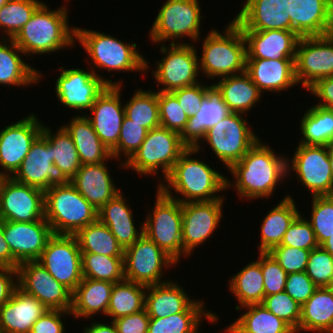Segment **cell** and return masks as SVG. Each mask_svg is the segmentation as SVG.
<instances>
[{"instance_id":"1","label":"cell","mask_w":333,"mask_h":333,"mask_svg":"<svg viewBox=\"0 0 333 333\" xmlns=\"http://www.w3.org/2000/svg\"><path fill=\"white\" fill-rule=\"evenodd\" d=\"M235 181L227 178V189H236L244 199L268 198L276 185L287 174V158L276 154L271 147L259 140L238 162L230 168Z\"/></svg>"},{"instance_id":"2","label":"cell","mask_w":333,"mask_h":333,"mask_svg":"<svg viewBox=\"0 0 333 333\" xmlns=\"http://www.w3.org/2000/svg\"><path fill=\"white\" fill-rule=\"evenodd\" d=\"M201 150V148L188 147L165 178L164 181L167 184L164 185L161 181L158 182V188L165 195L178 200L180 203L225 199V196L217 195L220 192L222 193L223 190H227V177L200 159L191 158V154H198ZM171 189L176 194L183 195V199L174 197Z\"/></svg>"},{"instance_id":"3","label":"cell","mask_w":333,"mask_h":333,"mask_svg":"<svg viewBox=\"0 0 333 333\" xmlns=\"http://www.w3.org/2000/svg\"><path fill=\"white\" fill-rule=\"evenodd\" d=\"M68 9L64 5L51 10L44 2L13 38L26 55L50 54L65 47H74L76 27L68 24Z\"/></svg>"},{"instance_id":"4","label":"cell","mask_w":333,"mask_h":333,"mask_svg":"<svg viewBox=\"0 0 333 333\" xmlns=\"http://www.w3.org/2000/svg\"><path fill=\"white\" fill-rule=\"evenodd\" d=\"M224 32L211 29L203 38L199 68L209 79L240 74L246 69L247 45L242 30L232 20Z\"/></svg>"},{"instance_id":"5","label":"cell","mask_w":333,"mask_h":333,"mask_svg":"<svg viewBox=\"0 0 333 333\" xmlns=\"http://www.w3.org/2000/svg\"><path fill=\"white\" fill-rule=\"evenodd\" d=\"M83 46L90 56L93 66L91 70L106 69L111 72H147L150 67L146 58L138 53L136 43H125L114 36L95 30L82 29L76 26V41Z\"/></svg>"},{"instance_id":"6","label":"cell","mask_w":333,"mask_h":333,"mask_svg":"<svg viewBox=\"0 0 333 333\" xmlns=\"http://www.w3.org/2000/svg\"><path fill=\"white\" fill-rule=\"evenodd\" d=\"M98 211L71 184L51 186L44 192V217L53 234L75 235L97 220Z\"/></svg>"},{"instance_id":"7","label":"cell","mask_w":333,"mask_h":333,"mask_svg":"<svg viewBox=\"0 0 333 333\" xmlns=\"http://www.w3.org/2000/svg\"><path fill=\"white\" fill-rule=\"evenodd\" d=\"M187 148L178 132L160 126L147 132L145 140L124 167L140 175L152 176L161 169L165 179Z\"/></svg>"},{"instance_id":"8","label":"cell","mask_w":333,"mask_h":333,"mask_svg":"<svg viewBox=\"0 0 333 333\" xmlns=\"http://www.w3.org/2000/svg\"><path fill=\"white\" fill-rule=\"evenodd\" d=\"M155 205L143 225V234L177 263L183 255L182 203L165 195L158 187Z\"/></svg>"},{"instance_id":"9","label":"cell","mask_w":333,"mask_h":333,"mask_svg":"<svg viewBox=\"0 0 333 333\" xmlns=\"http://www.w3.org/2000/svg\"><path fill=\"white\" fill-rule=\"evenodd\" d=\"M200 12L198 0H166L149 31L153 44H164L169 39L171 44H178L184 36L198 41L203 18Z\"/></svg>"},{"instance_id":"10","label":"cell","mask_w":333,"mask_h":333,"mask_svg":"<svg viewBox=\"0 0 333 333\" xmlns=\"http://www.w3.org/2000/svg\"><path fill=\"white\" fill-rule=\"evenodd\" d=\"M242 115L245 116L240 113H229L210 127L203 139L227 169L238 162L260 140Z\"/></svg>"},{"instance_id":"11","label":"cell","mask_w":333,"mask_h":333,"mask_svg":"<svg viewBox=\"0 0 333 333\" xmlns=\"http://www.w3.org/2000/svg\"><path fill=\"white\" fill-rule=\"evenodd\" d=\"M161 44L160 51L164 54L160 61L156 62V70L152 69L154 79L162 92H171L199 83V60L196 47L188 42ZM164 87V88H163Z\"/></svg>"},{"instance_id":"12","label":"cell","mask_w":333,"mask_h":333,"mask_svg":"<svg viewBox=\"0 0 333 333\" xmlns=\"http://www.w3.org/2000/svg\"><path fill=\"white\" fill-rule=\"evenodd\" d=\"M177 264L163 249L144 234L124 250L123 265L125 280L144 286L164 283L163 269ZM164 267V268H163Z\"/></svg>"},{"instance_id":"13","label":"cell","mask_w":333,"mask_h":333,"mask_svg":"<svg viewBox=\"0 0 333 333\" xmlns=\"http://www.w3.org/2000/svg\"><path fill=\"white\" fill-rule=\"evenodd\" d=\"M37 262L72 293L83 279L82 253L74 235L53 234Z\"/></svg>"},{"instance_id":"14","label":"cell","mask_w":333,"mask_h":333,"mask_svg":"<svg viewBox=\"0 0 333 333\" xmlns=\"http://www.w3.org/2000/svg\"><path fill=\"white\" fill-rule=\"evenodd\" d=\"M291 170L312 197L333 195L328 146L298 144L292 159L287 160V174Z\"/></svg>"},{"instance_id":"15","label":"cell","mask_w":333,"mask_h":333,"mask_svg":"<svg viewBox=\"0 0 333 333\" xmlns=\"http://www.w3.org/2000/svg\"><path fill=\"white\" fill-rule=\"evenodd\" d=\"M59 70L62 72L56 79V97L65 107L73 110H90L97 96L107 85L122 84L120 81L104 79L102 75L97 76L92 70L65 69L62 66Z\"/></svg>"},{"instance_id":"16","label":"cell","mask_w":333,"mask_h":333,"mask_svg":"<svg viewBox=\"0 0 333 333\" xmlns=\"http://www.w3.org/2000/svg\"><path fill=\"white\" fill-rule=\"evenodd\" d=\"M294 65L297 83L305 89L320 78L333 76V33L300 37Z\"/></svg>"},{"instance_id":"17","label":"cell","mask_w":333,"mask_h":333,"mask_svg":"<svg viewBox=\"0 0 333 333\" xmlns=\"http://www.w3.org/2000/svg\"><path fill=\"white\" fill-rule=\"evenodd\" d=\"M17 285L24 293L35 297L48 309H72V292L37 261H26L18 265Z\"/></svg>"},{"instance_id":"18","label":"cell","mask_w":333,"mask_h":333,"mask_svg":"<svg viewBox=\"0 0 333 333\" xmlns=\"http://www.w3.org/2000/svg\"><path fill=\"white\" fill-rule=\"evenodd\" d=\"M42 124L33 113L0 130V175L12 177L16 173L42 133Z\"/></svg>"},{"instance_id":"19","label":"cell","mask_w":333,"mask_h":333,"mask_svg":"<svg viewBox=\"0 0 333 333\" xmlns=\"http://www.w3.org/2000/svg\"><path fill=\"white\" fill-rule=\"evenodd\" d=\"M0 218L35 222L44 218V191L4 177L0 186Z\"/></svg>"},{"instance_id":"20","label":"cell","mask_w":333,"mask_h":333,"mask_svg":"<svg viewBox=\"0 0 333 333\" xmlns=\"http://www.w3.org/2000/svg\"><path fill=\"white\" fill-rule=\"evenodd\" d=\"M12 178L44 192L51 186L70 183L63 171L53 164L51 145L42 133L32 143L30 151Z\"/></svg>"},{"instance_id":"21","label":"cell","mask_w":333,"mask_h":333,"mask_svg":"<svg viewBox=\"0 0 333 333\" xmlns=\"http://www.w3.org/2000/svg\"><path fill=\"white\" fill-rule=\"evenodd\" d=\"M224 199L182 203V244L185 258L220 225Z\"/></svg>"},{"instance_id":"22","label":"cell","mask_w":333,"mask_h":333,"mask_svg":"<svg viewBox=\"0 0 333 333\" xmlns=\"http://www.w3.org/2000/svg\"><path fill=\"white\" fill-rule=\"evenodd\" d=\"M3 233L13 255V268L26 261H37L53 231L45 217L35 222L3 221Z\"/></svg>"},{"instance_id":"23","label":"cell","mask_w":333,"mask_h":333,"mask_svg":"<svg viewBox=\"0 0 333 333\" xmlns=\"http://www.w3.org/2000/svg\"><path fill=\"white\" fill-rule=\"evenodd\" d=\"M121 85H107L97 96L87 114L92 127L103 144L111 152L118 144L121 125L125 117L124 104L121 102Z\"/></svg>"},{"instance_id":"24","label":"cell","mask_w":333,"mask_h":333,"mask_svg":"<svg viewBox=\"0 0 333 333\" xmlns=\"http://www.w3.org/2000/svg\"><path fill=\"white\" fill-rule=\"evenodd\" d=\"M288 14L299 37L333 33V0H288Z\"/></svg>"},{"instance_id":"25","label":"cell","mask_w":333,"mask_h":333,"mask_svg":"<svg viewBox=\"0 0 333 333\" xmlns=\"http://www.w3.org/2000/svg\"><path fill=\"white\" fill-rule=\"evenodd\" d=\"M233 20L242 31H291L288 0H246Z\"/></svg>"},{"instance_id":"26","label":"cell","mask_w":333,"mask_h":333,"mask_svg":"<svg viewBox=\"0 0 333 333\" xmlns=\"http://www.w3.org/2000/svg\"><path fill=\"white\" fill-rule=\"evenodd\" d=\"M247 45V59H295L300 37L294 31H242Z\"/></svg>"},{"instance_id":"27","label":"cell","mask_w":333,"mask_h":333,"mask_svg":"<svg viewBox=\"0 0 333 333\" xmlns=\"http://www.w3.org/2000/svg\"><path fill=\"white\" fill-rule=\"evenodd\" d=\"M46 310L38 299L17 287L0 307V333H30L32 325Z\"/></svg>"},{"instance_id":"28","label":"cell","mask_w":333,"mask_h":333,"mask_svg":"<svg viewBox=\"0 0 333 333\" xmlns=\"http://www.w3.org/2000/svg\"><path fill=\"white\" fill-rule=\"evenodd\" d=\"M106 163L84 164L70 183L97 211L120 192Z\"/></svg>"},{"instance_id":"29","label":"cell","mask_w":333,"mask_h":333,"mask_svg":"<svg viewBox=\"0 0 333 333\" xmlns=\"http://www.w3.org/2000/svg\"><path fill=\"white\" fill-rule=\"evenodd\" d=\"M295 59H247L245 72L263 93L281 92L295 86Z\"/></svg>"},{"instance_id":"30","label":"cell","mask_w":333,"mask_h":333,"mask_svg":"<svg viewBox=\"0 0 333 333\" xmlns=\"http://www.w3.org/2000/svg\"><path fill=\"white\" fill-rule=\"evenodd\" d=\"M231 111L223 102L221 94L213 86L194 116L188 117L185 128L180 133L181 141L190 148H200L207 130L217 124Z\"/></svg>"},{"instance_id":"31","label":"cell","mask_w":333,"mask_h":333,"mask_svg":"<svg viewBox=\"0 0 333 333\" xmlns=\"http://www.w3.org/2000/svg\"><path fill=\"white\" fill-rule=\"evenodd\" d=\"M195 300L171 279L164 283L146 286L145 310L150 318H163L184 312Z\"/></svg>"},{"instance_id":"32","label":"cell","mask_w":333,"mask_h":333,"mask_svg":"<svg viewBox=\"0 0 333 333\" xmlns=\"http://www.w3.org/2000/svg\"><path fill=\"white\" fill-rule=\"evenodd\" d=\"M70 123L62 125L72 137L81 164H100L113 160L111 152L94 131L90 120L85 115H75Z\"/></svg>"},{"instance_id":"33","label":"cell","mask_w":333,"mask_h":333,"mask_svg":"<svg viewBox=\"0 0 333 333\" xmlns=\"http://www.w3.org/2000/svg\"><path fill=\"white\" fill-rule=\"evenodd\" d=\"M114 283L83 278L72 293L71 315L91 318L98 312L106 316Z\"/></svg>"},{"instance_id":"34","label":"cell","mask_w":333,"mask_h":333,"mask_svg":"<svg viewBox=\"0 0 333 333\" xmlns=\"http://www.w3.org/2000/svg\"><path fill=\"white\" fill-rule=\"evenodd\" d=\"M213 86L221 94L228 109L240 114H247L263 94L246 72L222 77Z\"/></svg>"},{"instance_id":"35","label":"cell","mask_w":333,"mask_h":333,"mask_svg":"<svg viewBox=\"0 0 333 333\" xmlns=\"http://www.w3.org/2000/svg\"><path fill=\"white\" fill-rule=\"evenodd\" d=\"M300 331L333 333V288L318 287L301 306Z\"/></svg>"},{"instance_id":"36","label":"cell","mask_w":333,"mask_h":333,"mask_svg":"<svg viewBox=\"0 0 333 333\" xmlns=\"http://www.w3.org/2000/svg\"><path fill=\"white\" fill-rule=\"evenodd\" d=\"M21 53L23 54V51L13 39L6 38L0 41V84L27 87L37 84L42 79L40 71L26 63L20 57Z\"/></svg>"},{"instance_id":"37","label":"cell","mask_w":333,"mask_h":333,"mask_svg":"<svg viewBox=\"0 0 333 333\" xmlns=\"http://www.w3.org/2000/svg\"><path fill=\"white\" fill-rule=\"evenodd\" d=\"M299 214L292 196L285 195L261 223L259 253L269 252L273 247L280 245L285 232Z\"/></svg>"},{"instance_id":"38","label":"cell","mask_w":333,"mask_h":333,"mask_svg":"<svg viewBox=\"0 0 333 333\" xmlns=\"http://www.w3.org/2000/svg\"><path fill=\"white\" fill-rule=\"evenodd\" d=\"M204 304L205 302L198 299L184 312L163 318H150L148 333H199L203 319H208L212 324L219 320L216 313L205 310Z\"/></svg>"},{"instance_id":"39","label":"cell","mask_w":333,"mask_h":333,"mask_svg":"<svg viewBox=\"0 0 333 333\" xmlns=\"http://www.w3.org/2000/svg\"><path fill=\"white\" fill-rule=\"evenodd\" d=\"M246 312L226 328V333H295L279 317L271 313L263 304H252Z\"/></svg>"},{"instance_id":"40","label":"cell","mask_w":333,"mask_h":333,"mask_svg":"<svg viewBox=\"0 0 333 333\" xmlns=\"http://www.w3.org/2000/svg\"><path fill=\"white\" fill-rule=\"evenodd\" d=\"M258 260L248 263L241 271L237 272L229 280V289L237 298L238 304L235 310L240 311L241 307L262 304L265 291L263 273L261 270V252Z\"/></svg>"},{"instance_id":"41","label":"cell","mask_w":333,"mask_h":333,"mask_svg":"<svg viewBox=\"0 0 333 333\" xmlns=\"http://www.w3.org/2000/svg\"><path fill=\"white\" fill-rule=\"evenodd\" d=\"M305 112L300 121L303 137L299 144L314 146L333 144V109L314 105Z\"/></svg>"},{"instance_id":"42","label":"cell","mask_w":333,"mask_h":333,"mask_svg":"<svg viewBox=\"0 0 333 333\" xmlns=\"http://www.w3.org/2000/svg\"><path fill=\"white\" fill-rule=\"evenodd\" d=\"M146 286L123 280L114 283L106 315L111 321L145 309Z\"/></svg>"},{"instance_id":"43","label":"cell","mask_w":333,"mask_h":333,"mask_svg":"<svg viewBox=\"0 0 333 333\" xmlns=\"http://www.w3.org/2000/svg\"><path fill=\"white\" fill-rule=\"evenodd\" d=\"M81 253H94L109 257H123L124 250L110 229L98 219L74 235Z\"/></svg>"},{"instance_id":"44","label":"cell","mask_w":333,"mask_h":333,"mask_svg":"<svg viewBox=\"0 0 333 333\" xmlns=\"http://www.w3.org/2000/svg\"><path fill=\"white\" fill-rule=\"evenodd\" d=\"M51 129L43 124L42 134L51 145L52 162L71 180L82 165L75 144L63 126L59 127L56 134Z\"/></svg>"},{"instance_id":"45","label":"cell","mask_w":333,"mask_h":333,"mask_svg":"<svg viewBox=\"0 0 333 333\" xmlns=\"http://www.w3.org/2000/svg\"><path fill=\"white\" fill-rule=\"evenodd\" d=\"M137 89L124 104L125 116L148 131L160 127L157 91Z\"/></svg>"},{"instance_id":"46","label":"cell","mask_w":333,"mask_h":333,"mask_svg":"<svg viewBox=\"0 0 333 333\" xmlns=\"http://www.w3.org/2000/svg\"><path fill=\"white\" fill-rule=\"evenodd\" d=\"M82 276L94 280L117 283L123 281V257H109L94 253H82Z\"/></svg>"},{"instance_id":"47","label":"cell","mask_w":333,"mask_h":333,"mask_svg":"<svg viewBox=\"0 0 333 333\" xmlns=\"http://www.w3.org/2000/svg\"><path fill=\"white\" fill-rule=\"evenodd\" d=\"M39 0H9L0 8V30L13 39L43 4Z\"/></svg>"},{"instance_id":"48","label":"cell","mask_w":333,"mask_h":333,"mask_svg":"<svg viewBox=\"0 0 333 333\" xmlns=\"http://www.w3.org/2000/svg\"><path fill=\"white\" fill-rule=\"evenodd\" d=\"M311 204V219L308 222L320 246L333 233V195L313 196Z\"/></svg>"},{"instance_id":"49","label":"cell","mask_w":333,"mask_h":333,"mask_svg":"<svg viewBox=\"0 0 333 333\" xmlns=\"http://www.w3.org/2000/svg\"><path fill=\"white\" fill-rule=\"evenodd\" d=\"M147 132L148 130L146 128L139 126V124L134 123L126 116L124 117L118 144L111 151V155L114 159L118 160L121 155L124 157L126 156L123 160L124 162L120 163L121 167L124 168V163L127 162L141 146L145 140Z\"/></svg>"},{"instance_id":"50","label":"cell","mask_w":333,"mask_h":333,"mask_svg":"<svg viewBox=\"0 0 333 333\" xmlns=\"http://www.w3.org/2000/svg\"><path fill=\"white\" fill-rule=\"evenodd\" d=\"M160 126L179 134L185 128L188 116L171 92L157 91Z\"/></svg>"},{"instance_id":"51","label":"cell","mask_w":333,"mask_h":333,"mask_svg":"<svg viewBox=\"0 0 333 333\" xmlns=\"http://www.w3.org/2000/svg\"><path fill=\"white\" fill-rule=\"evenodd\" d=\"M262 304L296 332L301 318V305L289 294L283 291L265 296Z\"/></svg>"},{"instance_id":"52","label":"cell","mask_w":333,"mask_h":333,"mask_svg":"<svg viewBox=\"0 0 333 333\" xmlns=\"http://www.w3.org/2000/svg\"><path fill=\"white\" fill-rule=\"evenodd\" d=\"M305 272L317 287L333 286V256L321 246L311 250Z\"/></svg>"},{"instance_id":"53","label":"cell","mask_w":333,"mask_h":333,"mask_svg":"<svg viewBox=\"0 0 333 333\" xmlns=\"http://www.w3.org/2000/svg\"><path fill=\"white\" fill-rule=\"evenodd\" d=\"M280 245L306 250H313L319 246L311 224L301 213L285 232Z\"/></svg>"},{"instance_id":"54","label":"cell","mask_w":333,"mask_h":333,"mask_svg":"<svg viewBox=\"0 0 333 333\" xmlns=\"http://www.w3.org/2000/svg\"><path fill=\"white\" fill-rule=\"evenodd\" d=\"M311 250L277 245L268 253L278 262L287 274L303 272L306 270Z\"/></svg>"},{"instance_id":"55","label":"cell","mask_w":333,"mask_h":333,"mask_svg":"<svg viewBox=\"0 0 333 333\" xmlns=\"http://www.w3.org/2000/svg\"><path fill=\"white\" fill-rule=\"evenodd\" d=\"M261 270L265 296L284 291L288 274L268 252H261Z\"/></svg>"},{"instance_id":"56","label":"cell","mask_w":333,"mask_h":333,"mask_svg":"<svg viewBox=\"0 0 333 333\" xmlns=\"http://www.w3.org/2000/svg\"><path fill=\"white\" fill-rule=\"evenodd\" d=\"M120 191L98 210L97 219L101 223L134 222L133 212Z\"/></svg>"},{"instance_id":"57","label":"cell","mask_w":333,"mask_h":333,"mask_svg":"<svg viewBox=\"0 0 333 333\" xmlns=\"http://www.w3.org/2000/svg\"><path fill=\"white\" fill-rule=\"evenodd\" d=\"M213 87V83L209 86L202 85L200 82L171 91V93L177 98L180 106L183 107V112H186L188 117L194 116L202 106L207 92Z\"/></svg>"},{"instance_id":"58","label":"cell","mask_w":333,"mask_h":333,"mask_svg":"<svg viewBox=\"0 0 333 333\" xmlns=\"http://www.w3.org/2000/svg\"><path fill=\"white\" fill-rule=\"evenodd\" d=\"M317 288L307 273L303 271L287 275L284 291L302 306Z\"/></svg>"},{"instance_id":"59","label":"cell","mask_w":333,"mask_h":333,"mask_svg":"<svg viewBox=\"0 0 333 333\" xmlns=\"http://www.w3.org/2000/svg\"><path fill=\"white\" fill-rule=\"evenodd\" d=\"M63 315H71V311L48 309L32 325L30 333H64Z\"/></svg>"},{"instance_id":"60","label":"cell","mask_w":333,"mask_h":333,"mask_svg":"<svg viewBox=\"0 0 333 333\" xmlns=\"http://www.w3.org/2000/svg\"><path fill=\"white\" fill-rule=\"evenodd\" d=\"M103 224H105L110 229L123 250L134 244L143 235V225L140 226V231H138L134 222Z\"/></svg>"},{"instance_id":"61","label":"cell","mask_w":333,"mask_h":333,"mask_svg":"<svg viewBox=\"0 0 333 333\" xmlns=\"http://www.w3.org/2000/svg\"><path fill=\"white\" fill-rule=\"evenodd\" d=\"M150 317L144 309L141 312L113 320L118 333H148Z\"/></svg>"},{"instance_id":"62","label":"cell","mask_w":333,"mask_h":333,"mask_svg":"<svg viewBox=\"0 0 333 333\" xmlns=\"http://www.w3.org/2000/svg\"><path fill=\"white\" fill-rule=\"evenodd\" d=\"M307 91L321 100L315 105L333 109V76L318 79Z\"/></svg>"},{"instance_id":"63","label":"cell","mask_w":333,"mask_h":333,"mask_svg":"<svg viewBox=\"0 0 333 333\" xmlns=\"http://www.w3.org/2000/svg\"><path fill=\"white\" fill-rule=\"evenodd\" d=\"M17 287V269L0 267V307L11 298Z\"/></svg>"},{"instance_id":"64","label":"cell","mask_w":333,"mask_h":333,"mask_svg":"<svg viewBox=\"0 0 333 333\" xmlns=\"http://www.w3.org/2000/svg\"><path fill=\"white\" fill-rule=\"evenodd\" d=\"M0 267L13 268V255L3 233V220L0 218Z\"/></svg>"},{"instance_id":"65","label":"cell","mask_w":333,"mask_h":333,"mask_svg":"<svg viewBox=\"0 0 333 333\" xmlns=\"http://www.w3.org/2000/svg\"><path fill=\"white\" fill-rule=\"evenodd\" d=\"M83 333H118L116 325L111 321V324L92 321L91 326L85 327Z\"/></svg>"},{"instance_id":"66","label":"cell","mask_w":333,"mask_h":333,"mask_svg":"<svg viewBox=\"0 0 333 333\" xmlns=\"http://www.w3.org/2000/svg\"><path fill=\"white\" fill-rule=\"evenodd\" d=\"M320 246L333 256V233L330 238L325 240Z\"/></svg>"},{"instance_id":"67","label":"cell","mask_w":333,"mask_h":333,"mask_svg":"<svg viewBox=\"0 0 333 333\" xmlns=\"http://www.w3.org/2000/svg\"><path fill=\"white\" fill-rule=\"evenodd\" d=\"M328 159L330 162L331 177H332V182H333V144L328 146Z\"/></svg>"},{"instance_id":"68","label":"cell","mask_w":333,"mask_h":333,"mask_svg":"<svg viewBox=\"0 0 333 333\" xmlns=\"http://www.w3.org/2000/svg\"><path fill=\"white\" fill-rule=\"evenodd\" d=\"M9 0H0V8L5 5Z\"/></svg>"},{"instance_id":"69","label":"cell","mask_w":333,"mask_h":333,"mask_svg":"<svg viewBox=\"0 0 333 333\" xmlns=\"http://www.w3.org/2000/svg\"><path fill=\"white\" fill-rule=\"evenodd\" d=\"M3 179H4V176L0 175V186H1Z\"/></svg>"}]
</instances>
